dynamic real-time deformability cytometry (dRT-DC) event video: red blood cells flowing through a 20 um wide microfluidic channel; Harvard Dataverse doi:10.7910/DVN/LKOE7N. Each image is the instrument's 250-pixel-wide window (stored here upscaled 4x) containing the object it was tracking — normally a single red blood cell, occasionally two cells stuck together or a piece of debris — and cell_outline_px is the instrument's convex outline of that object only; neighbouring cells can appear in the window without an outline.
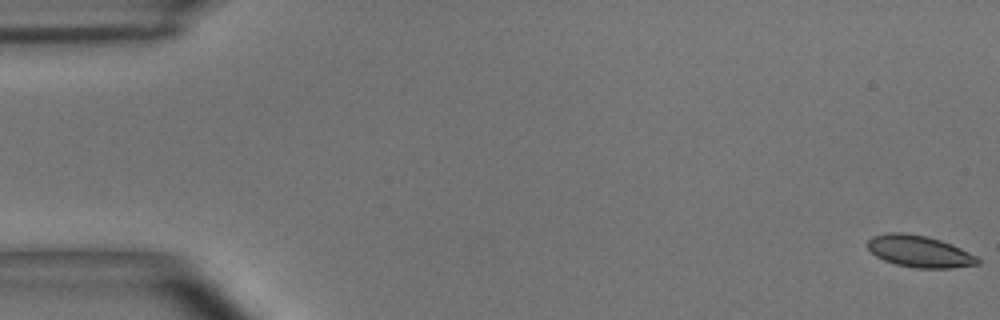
{"species": "common noctule bat (a hibernating species)", "species_latin": "Nyctalus noctula", "temperature_condition": "room temperature", "stored_images_in_passage": 9, "camera_frame_rate_fps": 3000, "um_per_image_px": 0.085, "animal": {"sex": "male", "body_mass_g": 15.6}, "frame": {"image": 1, "passage_image": 1, "time_ms": 0.0, "image_size_px": [1000, 320], "cell_outline_px": [[980, 264], [952, 268], [916, 268], [896, 264], [884, 260], [876, 256], [868, 248], [868, 240], [872, 236], [888, 232], [904, 232], [928, 236], [952, 244], [976, 256], [980, 260]], "centroid_in_image_um": [78.15, 21.36], "position_along_channel_um": 6.9, "area_um2": 20.4}}
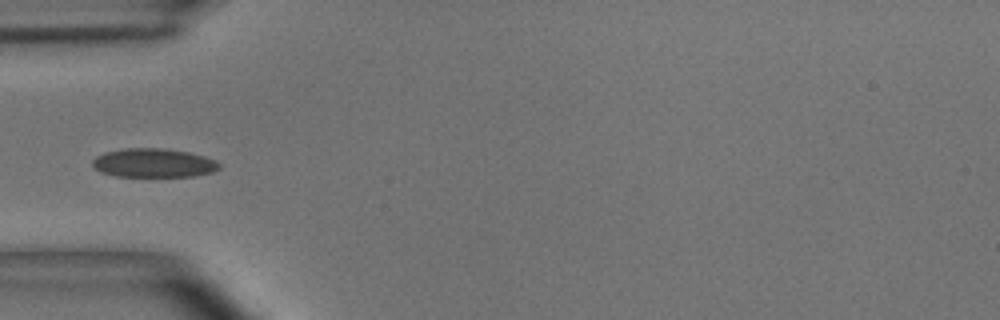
{"frame": {"image": 2, "passage_image": 6, "time_ms": 1.667, "image_size_px": [1000, 320], "cell_outline_px": [[220, 168], [212, 172], [196, 176], [116, 176], [100, 172], [92, 164], [92, 160], [96, 156], [104, 152], [124, 148], [164, 148], [188, 152], [204, 156], [216, 160], [220, 164]], "centroid_in_image_um": [13.06, 13.84], "position_along_channel_um": 71.9, "area_um2": 21.39}}
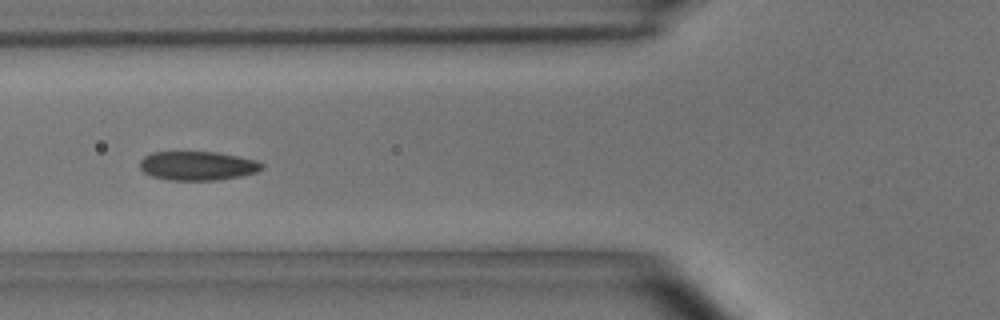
{"frame": {"image": 3, "passage_image": 7, "time_ms": 2.0, "image_size_px": [1000, 320], "cell_outline_px": [[264, 168], [256, 172], [240, 176], [216, 180], [168, 180], [152, 176], [144, 172], [140, 168], [140, 160], [144, 156], [152, 152], [216, 152], [256, 160], [264, 164]], "centroid_in_image_um": [16.78, 14.09], "position_along_channel_um": 109.0, "area_um2": 20.58}}